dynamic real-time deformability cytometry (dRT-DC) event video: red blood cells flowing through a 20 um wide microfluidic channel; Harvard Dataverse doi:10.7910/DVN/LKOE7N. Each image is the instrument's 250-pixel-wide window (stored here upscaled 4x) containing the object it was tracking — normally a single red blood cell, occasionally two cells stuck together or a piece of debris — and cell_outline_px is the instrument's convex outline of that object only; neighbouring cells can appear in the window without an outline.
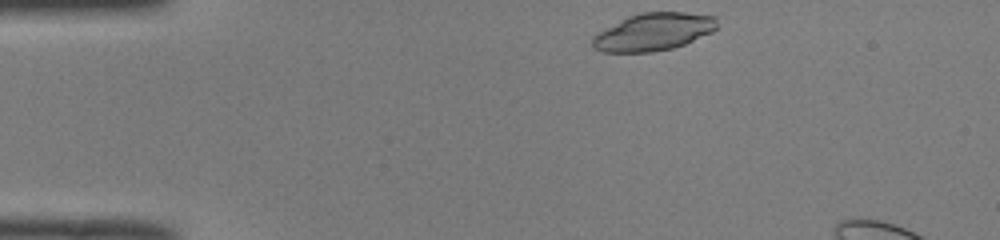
{"species": "common noctule bat (a hibernating species)", "species_latin": "Nyctalus noctula", "temperature_condition": "room temperature", "stored_images_in_passage": 7, "camera_frame_rate_fps": 3000, "um_per_image_px": 0.085, "animal": {"sex": "male", "body_mass_g": 19.0, "forearm_length_mm": 50.8}, "frame": {"image": 1, "passage_image": 1, "time_ms": 0.0, "image_size_px": [1000, 240], "cell_outline_px": [[720, 28], [712, 32], [684, 44], [672, 48], [652, 52], [604, 52], [592, 48], [592, 36], [620, 20], [628, 16], [640, 12], [684, 12], [716, 16]], "centroid_in_image_um": [55.57, 2.7], "position_along_channel_um": 29.4, "area_um2": 27.4}}